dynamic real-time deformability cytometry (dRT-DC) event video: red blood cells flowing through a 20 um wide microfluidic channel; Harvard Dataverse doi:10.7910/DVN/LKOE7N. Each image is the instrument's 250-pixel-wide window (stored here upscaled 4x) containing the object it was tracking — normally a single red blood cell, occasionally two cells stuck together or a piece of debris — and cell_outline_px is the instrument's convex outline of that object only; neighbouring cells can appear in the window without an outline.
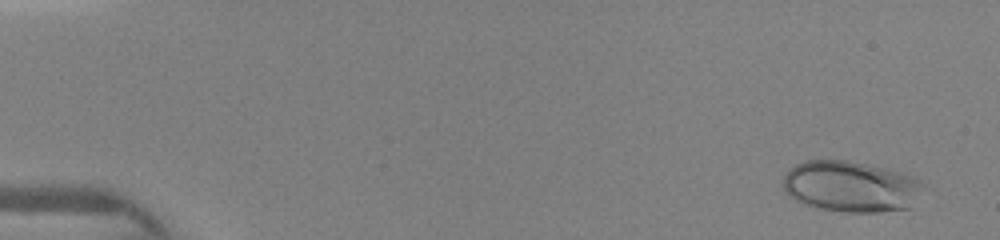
{"species": "human", "species_latin": "Homo sapiens", "temperature_condition": "warm", "stored_images_in_passage": 25, "camera_frame_rate_fps": 3000, "um_per_image_px": 0.085, "donor": {"sex": "female"}, "frame": {"image": 1, "passage_image": 1, "time_ms": 0.0, "image_size_px": [1000, 240], "cell_outline_px": [[924, 184], [912, 208], [880, 212], [844, 212], [820, 208], [804, 204], [796, 200], [784, 188], [784, 176], [796, 164], [804, 160], [848, 160], [884, 168], [916, 176]], "centroid_in_image_um": [72.37, 15.85], "position_along_channel_um": 12.6, "area_um2": 41.62}}
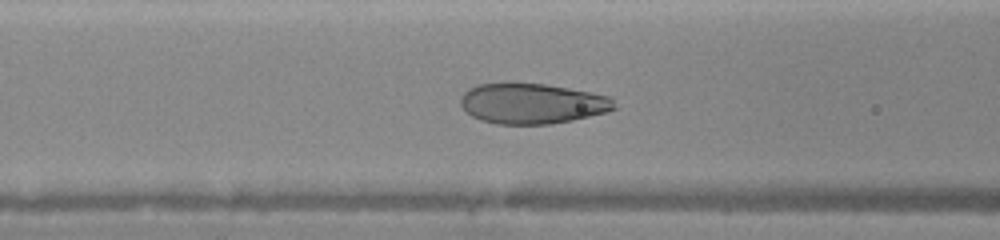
{"frame": {"image": 2, "passage_image": 12, "time_ms": 5.667, "image_size_px": [1000, 240], "cell_outline_px": [[616, 108], [608, 112], [572, 120], [548, 124], [496, 124], [480, 120], [472, 116], [460, 104], [460, 96], [468, 88], [480, 84], [544, 84], [568, 88], [608, 96], [612, 100]], "centroid_in_image_um": [45.21, 8.81], "position_along_channel_um": 121.4, "area_um2": 35.78}}
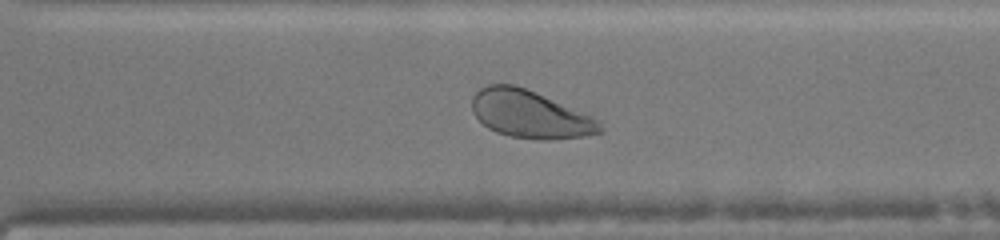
{"frame": {"image": 3, "passage_image": 24, "time_ms": 10.333, "image_size_px": [1000, 240], "cell_outline_px": [[604, 132], [588, 136], [548, 140], [536, 140], [508, 136], [496, 132], [488, 128], [472, 112], [472, 96], [480, 88], [488, 84], [516, 84], [592, 116], [600, 120], [604, 128]], "centroid_in_image_um": [45.08, 9.73], "position_along_channel_um": 325.5, "area_um2": 35.84}}